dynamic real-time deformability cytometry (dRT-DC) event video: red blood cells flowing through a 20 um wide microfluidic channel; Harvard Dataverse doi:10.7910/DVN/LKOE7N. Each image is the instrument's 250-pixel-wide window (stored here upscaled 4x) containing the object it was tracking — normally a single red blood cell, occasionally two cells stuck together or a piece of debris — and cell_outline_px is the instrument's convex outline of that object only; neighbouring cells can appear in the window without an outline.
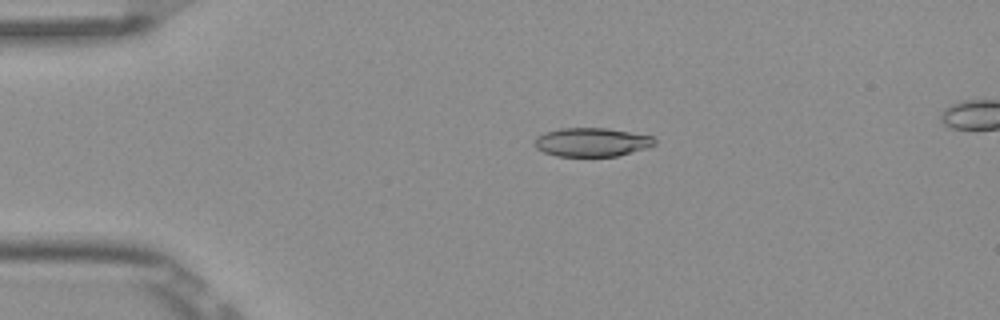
{"species": "Egyptian fruit bat (a non-hibernating species)", "species_latin": "Rousettus aegyptiacus", "temperature_condition": "room temperature", "stored_images_in_passage": 6, "camera_frame_rate_fps": 3000, "um_per_image_px": 0.085, "frame": {"image": 1, "passage_image": 4, "time_ms": 1.0, "image_size_px": [1000, 320], "cell_outline_px": [[656, 144], [648, 148], [616, 156], [556, 156], [544, 152], [536, 148], [532, 140], [536, 136], [544, 132], [560, 128], [608, 128], [652, 136], [656, 140]], "centroid_in_image_um": [50.27, 12.08], "position_along_channel_um": 34.7, "area_um2": 20.29}}